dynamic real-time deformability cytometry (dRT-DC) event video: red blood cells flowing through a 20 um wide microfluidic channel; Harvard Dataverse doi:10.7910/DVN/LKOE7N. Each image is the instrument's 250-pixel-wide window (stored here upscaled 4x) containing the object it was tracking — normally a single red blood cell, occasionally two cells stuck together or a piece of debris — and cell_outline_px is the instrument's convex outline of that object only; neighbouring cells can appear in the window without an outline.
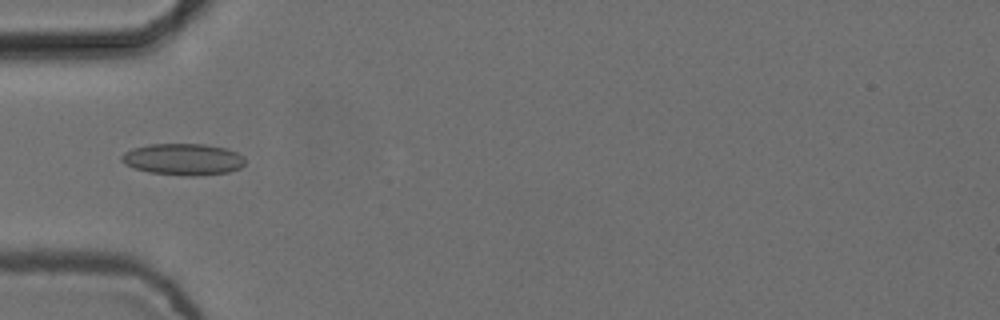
{"species": "common noctule bat (a hibernating species)", "species_latin": "Nyctalus noctula", "temperature_condition": "cold", "stored_images_in_passage": 6, "camera_frame_rate_fps": 3000, "um_per_image_px": 0.085, "animal": {"sex": "female", "body_mass_g": 24.6, "forearm_length_mm": 56.2}, "frame": {"image": 1, "passage_image": 5, "time_ms": 1.333, "image_size_px": [1000, 320], "cell_outline_px": [[244, 164], [240, 168], [228, 172], [196, 176], [188, 176], [148, 172], [124, 164], [120, 160], [120, 156], [124, 152], [132, 148], [148, 144], [204, 144], [224, 148], [236, 152], [244, 156]], "centroid_in_image_um": [15.54, 13.54], "position_along_channel_um": 69.5, "area_um2": 22.77}}